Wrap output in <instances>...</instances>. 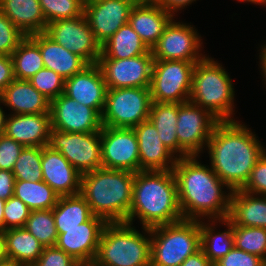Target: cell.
Segmentation results:
<instances>
[{
    "label": "cell",
    "instance_id": "cell-1",
    "mask_svg": "<svg viewBox=\"0 0 266 266\" xmlns=\"http://www.w3.org/2000/svg\"><path fill=\"white\" fill-rule=\"evenodd\" d=\"M199 156L177 158L172 169L182 217L198 221L206 217L208 221L227 219L233 191L211 167L197 160ZM224 188L229 190L226 191L228 194L223 191Z\"/></svg>",
    "mask_w": 266,
    "mask_h": 266
},
{
    "label": "cell",
    "instance_id": "cell-2",
    "mask_svg": "<svg viewBox=\"0 0 266 266\" xmlns=\"http://www.w3.org/2000/svg\"><path fill=\"white\" fill-rule=\"evenodd\" d=\"M206 149L210 167L232 191L242 189L257 161L266 152L247 125L239 121H219Z\"/></svg>",
    "mask_w": 266,
    "mask_h": 266
},
{
    "label": "cell",
    "instance_id": "cell-3",
    "mask_svg": "<svg viewBox=\"0 0 266 266\" xmlns=\"http://www.w3.org/2000/svg\"><path fill=\"white\" fill-rule=\"evenodd\" d=\"M136 216L141 228L149 229L183 220L172 170L135 173L132 204L126 223L133 225Z\"/></svg>",
    "mask_w": 266,
    "mask_h": 266
},
{
    "label": "cell",
    "instance_id": "cell-4",
    "mask_svg": "<svg viewBox=\"0 0 266 266\" xmlns=\"http://www.w3.org/2000/svg\"><path fill=\"white\" fill-rule=\"evenodd\" d=\"M135 173L99 168L81 174L80 194L94 216L107 223L126 222L133 196Z\"/></svg>",
    "mask_w": 266,
    "mask_h": 266
},
{
    "label": "cell",
    "instance_id": "cell-5",
    "mask_svg": "<svg viewBox=\"0 0 266 266\" xmlns=\"http://www.w3.org/2000/svg\"><path fill=\"white\" fill-rule=\"evenodd\" d=\"M142 229L144 233L126 222L107 223L91 266H150V229Z\"/></svg>",
    "mask_w": 266,
    "mask_h": 266
},
{
    "label": "cell",
    "instance_id": "cell-6",
    "mask_svg": "<svg viewBox=\"0 0 266 266\" xmlns=\"http://www.w3.org/2000/svg\"><path fill=\"white\" fill-rule=\"evenodd\" d=\"M233 86L221 63L206 55L194 66L189 101L208 110L219 121H235Z\"/></svg>",
    "mask_w": 266,
    "mask_h": 266
},
{
    "label": "cell",
    "instance_id": "cell-7",
    "mask_svg": "<svg viewBox=\"0 0 266 266\" xmlns=\"http://www.w3.org/2000/svg\"><path fill=\"white\" fill-rule=\"evenodd\" d=\"M150 266H180L201 249L200 221L183 219L150 228Z\"/></svg>",
    "mask_w": 266,
    "mask_h": 266
},
{
    "label": "cell",
    "instance_id": "cell-8",
    "mask_svg": "<svg viewBox=\"0 0 266 266\" xmlns=\"http://www.w3.org/2000/svg\"><path fill=\"white\" fill-rule=\"evenodd\" d=\"M151 104L149 87L108 89L101 114L102 125L134 128L149 120Z\"/></svg>",
    "mask_w": 266,
    "mask_h": 266
},
{
    "label": "cell",
    "instance_id": "cell-9",
    "mask_svg": "<svg viewBox=\"0 0 266 266\" xmlns=\"http://www.w3.org/2000/svg\"><path fill=\"white\" fill-rule=\"evenodd\" d=\"M195 64L183 60H154L149 87L152 102L180 104L189 101Z\"/></svg>",
    "mask_w": 266,
    "mask_h": 266
},
{
    "label": "cell",
    "instance_id": "cell-10",
    "mask_svg": "<svg viewBox=\"0 0 266 266\" xmlns=\"http://www.w3.org/2000/svg\"><path fill=\"white\" fill-rule=\"evenodd\" d=\"M48 146L59 151L81 174L102 168L101 135L50 130Z\"/></svg>",
    "mask_w": 266,
    "mask_h": 266
},
{
    "label": "cell",
    "instance_id": "cell-11",
    "mask_svg": "<svg viewBox=\"0 0 266 266\" xmlns=\"http://www.w3.org/2000/svg\"><path fill=\"white\" fill-rule=\"evenodd\" d=\"M166 26L158 42L152 47L154 60H183L197 63L206 56L202 50V37L193 25L175 22Z\"/></svg>",
    "mask_w": 266,
    "mask_h": 266
},
{
    "label": "cell",
    "instance_id": "cell-12",
    "mask_svg": "<svg viewBox=\"0 0 266 266\" xmlns=\"http://www.w3.org/2000/svg\"><path fill=\"white\" fill-rule=\"evenodd\" d=\"M45 33L57 44L82 57L88 64L98 63L101 45L96 41L85 15L47 24Z\"/></svg>",
    "mask_w": 266,
    "mask_h": 266
},
{
    "label": "cell",
    "instance_id": "cell-13",
    "mask_svg": "<svg viewBox=\"0 0 266 266\" xmlns=\"http://www.w3.org/2000/svg\"><path fill=\"white\" fill-rule=\"evenodd\" d=\"M177 117L178 144L190 156H198L207 146L212 131L219 120L208 110L190 101L178 104Z\"/></svg>",
    "mask_w": 266,
    "mask_h": 266
},
{
    "label": "cell",
    "instance_id": "cell-14",
    "mask_svg": "<svg viewBox=\"0 0 266 266\" xmlns=\"http://www.w3.org/2000/svg\"><path fill=\"white\" fill-rule=\"evenodd\" d=\"M100 135L102 168L139 171L138 139L133 128L103 126Z\"/></svg>",
    "mask_w": 266,
    "mask_h": 266
},
{
    "label": "cell",
    "instance_id": "cell-15",
    "mask_svg": "<svg viewBox=\"0 0 266 266\" xmlns=\"http://www.w3.org/2000/svg\"><path fill=\"white\" fill-rule=\"evenodd\" d=\"M154 58L151 49L133 58L99 59L108 89L150 87Z\"/></svg>",
    "mask_w": 266,
    "mask_h": 266
},
{
    "label": "cell",
    "instance_id": "cell-16",
    "mask_svg": "<svg viewBox=\"0 0 266 266\" xmlns=\"http://www.w3.org/2000/svg\"><path fill=\"white\" fill-rule=\"evenodd\" d=\"M134 0H85L84 12L96 41L104 44L128 23Z\"/></svg>",
    "mask_w": 266,
    "mask_h": 266
},
{
    "label": "cell",
    "instance_id": "cell-17",
    "mask_svg": "<svg viewBox=\"0 0 266 266\" xmlns=\"http://www.w3.org/2000/svg\"><path fill=\"white\" fill-rule=\"evenodd\" d=\"M51 129L69 133L100 132L101 115L64 93L50 102Z\"/></svg>",
    "mask_w": 266,
    "mask_h": 266
},
{
    "label": "cell",
    "instance_id": "cell-18",
    "mask_svg": "<svg viewBox=\"0 0 266 266\" xmlns=\"http://www.w3.org/2000/svg\"><path fill=\"white\" fill-rule=\"evenodd\" d=\"M106 224L103 218L93 215L78 227L62 229L58 233L55 246L72 256L82 266H91Z\"/></svg>",
    "mask_w": 266,
    "mask_h": 266
},
{
    "label": "cell",
    "instance_id": "cell-19",
    "mask_svg": "<svg viewBox=\"0 0 266 266\" xmlns=\"http://www.w3.org/2000/svg\"><path fill=\"white\" fill-rule=\"evenodd\" d=\"M107 85L99 65L89 64L81 72L65 80L64 94L96 110L103 112Z\"/></svg>",
    "mask_w": 266,
    "mask_h": 266
},
{
    "label": "cell",
    "instance_id": "cell-20",
    "mask_svg": "<svg viewBox=\"0 0 266 266\" xmlns=\"http://www.w3.org/2000/svg\"><path fill=\"white\" fill-rule=\"evenodd\" d=\"M41 168L43 181L59 196L80 193L81 173L59 151L42 147Z\"/></svg>",
    "mask_w": 266,
    "mask_h": 266
},
{
    "label": "cell",
    "instance_id": "cell-21",
    "mask_svg": "<svg viewBox=\"0 0 266 266\" xmlns=\"http://www.w3.org/2000/svg\"><path fill=\"white\" fill-rule=\"evenodd\" d=\"M138 139L139 171L172 170L177 157L163 144L150 120L133 128Z\"/></svg>",
    "mask_w": 266,
    "mask_h": 266
},
{
    "label": "cell",
    "instance_id": "cell-22",
    "mask_svg": "<svg viewBox=\"0 0 266 266\" xmlns=\"http://www.w3.org/2000/svg\"><path fill=\"white\" fill-rule=\"evenodd\" d=\"M51 114H8L5 135L25 147L48 146Z\"/></svg>",
    "mask_w": 266,
    "mask_h": 266
},
{
    "label": "cell",
    "instance_id": "cell-23",
    "mask_svg": "<svg viewBox=\"0 0 266 266\" xmlns=\"http://www.w3.org/2000/svg\"><path fill=\"white\" fill-rule=\"evenodd\" d=\"M173 15L155 2H139L132 7L128 23L149 49L158 42Z\"/></svg>",
    "mask_w": 266,
    "mask_h": 266
},
{
    "label": "cell",
    "instance_id": "cell-24",
    "mask_svg": "<svg viewBox=\"0 0 266 266\" xmlns=\"http://www.w3.org/2000/svg\"><path fill=\"white\" fill-rule=\"evenodd\" d=\"M29 37L39 46L45 68L53 70L65 80L89 65L79 55L57 44L45 32L35 33Z\"/></svg>",
    "mask_w": 266,
    "mask_h": 266
},
{
    "label": "cell",
    "instance_id": "cell-25",
    "mask_svg": "<svg viewBox=\"0 0 266 266\" xmlns=\"http://www.w3.org/2000/svg\"><path fill=\"white\" fill-rule=\"evenodd\" d=\"M1 103L13 114L50 113V101L29 80L14 79L0 94Z\"/></svg>",
    "mask_w": 266,
    "mask_h": 266
},
{
    "label": "cell",
    "instance_id": "cell-26",
    "mask_svg": "<svg viewBox=\"0 0 266 266\" xmlns=\"http://www.w3.org/2000/svg\"><path fill=\"white\" fill-rule=\"evenodd\" d=\"M227 219L233 225L266 229V196L234 190Z\"/></svg>",
    "mask_w": 266,
    "mask_h": 266
},
{
    "label": "cell",
    "instance_id": "cell-27",
    "mask_svg": "<svg viewBox=\"0 0 266 266\" xmlns=\"http://www.w3.org/2000/svg\"><path fill=\"white\" fill-rule=\"evenodd\" d=\"M0 10L26 36L46 30L39 0H0Z\"/></svg>",
    "mask_w": 266,
    "mask_h": 266
},
{
    "label": "cell",
    "instance_id": "cell-28",
    "mask_svg": "<svg viewBox=\"0 0 266 266\" xmlns=\"http://www.w3.org/2000/svg\"><path fill=\"white\" fill-rule=\"evenodd\" d=\"M177 116L178 104L152 102L149 120L156 127L160 140L177 158H183L190 155L178 144Z\"/></svg>",
    "mask_w": 266,
    "mask_h": 266
},
{
    "label": "cell",
    "instance_id": "cell-29",
    "mask_svg": "<svg viewBox=\"0 0 266 266\" xmlns=\"http://www.w3.org/2000/svg\"><path fill=\"white\" fill-rule=\"evenodd\" d=\"M150 49L129 23L120 27L101 45L99 59H125L146 54Z\"/></svg>",
    "mask_w": 266,
    "mask_h": 266
},
{
    "label": "cell",
    "instance_id": "cell-30",
    "mask_svg": "<svg viewBox=\"0 0 266 266\" xmlns=\"http://www.w3.org/2000/svg\"><path fill=\"white\" fill-rule=\"evenodd\" d=\"M8 260L32 266L42 254L44 246L25 228L5 230Z\"/></svg>",
    "mask_w": 266,
    "mask_h": 266
},
{
    "label": "cell",
    "instance_id": "cell-31",
    "mask_svg": "<svg viewBox=\"0 0 266 266\" xmlns=\"http://www.w3.org/2000/svg\"><path fill=\"white\" fill-rule=\"evenodd\" d=\"M215 222H219V225L224 224L223 226H227V230L216 233L215 226L218 224H214ZM218 222L217 220H209V223H205V221L200 220L201 249L213 264L235 246L232 223L228 219L218 220Z\"/></svg>",
    "mask_w": 266,
    "mask_h": 266
},
{
    "label": "cell",
    "instance_id": "cell-32",
    "mask_svg": "<svg viewBox=\"0 0 266 266\" xmlns=\"http://www.w3.org/2000/svg\"><path fill=\"white\" fill-rule=\"evenodd\" d=\"M52 211L57 233L62 229L78 227L93 216L89 204L80 193L60 196Z\"/></svg>",
    "mask_w": 266,
    "mask_h": 266
},
{
    "label": "cell",
    "instance_id": "cell-33",
    "mask_svg": "<svg viewBox=\"0 0 266 266\" xmlns=\"http://www.w3.org/2000/svg\"><path fill=\"white\" fill-rule=\"evenodd\" d=\"M14 196L33 210L53 209L60 196L43 180L37 182L15 180Z\"/></svg>",
    "mask_w": 266,
    "mask_h": 266
},
{
    "label": "cell",
    "instance_id": "cell-34",
    "mask_svg": "<svg viewBox=\"0 0 266 266\" xmlns=\"http://www.w3.org/2000/svg\"><path fill=\"white\" fill-rule=\"evenodd\" d=\"M14 77L19 80H29L45 66L39 46L26 36L11 55Z\"/></svg>",
    "mask_w": 266,
    "mask_h": 266
},
{
    "label": "cell",
    "instance_id": "cell-35",
    "mask_svg": "<svg viewBox=\"0 0 266 266\" xmlns=\"http://www.w3.org/2000/svg\"><path fill=\"white\" fill-rule=\"evenodd\" d=\"M44 247L55 246L58 238L52 209L30 211L23 227Z\"/></svg>",
    "mask_w": 266,
    "mask_h": 266
},
{
    "label": "cell",
    "instance_id": "cell-36",
    "mask_svg": "<svg viewBox=\"0 0 266 266\" xmlns=\"http://www.w3.org/2000/svg\"><path fill=\"white\" fill-rule=\"evenodd\" d=\"M234 245L237 249L266 258V229L232 224Z\"/></svg>",
    "mask_w": 266,
    "mask_h": 266
},
{
    "label": "cell",
    "instance_id": "cell-37",
    "mask_svg": "<svg viewBox=\"0 0 266 266\" xmlns=\"http://www.w3.org/2000/svg\"><path fill=\"white\" fill-rule=\"evenodd\" d=\"M41 158L42 147H24L12 170L15 180L42 181Z\"/></svg>",
    "mask_w": 266,
    "mask_h": 266
},
{
    "label": "cell",
    "instance_id": "cell-38",
    "mask_svg": "<svg viewBox=\"0 0 266 266\" xmlns=\"http://www.w3.org/2000/svg\"><path fill=\"white\" fill-rule=\"evenodd\" d=\"M85 0H39L46 23L83 15Z\"/></svg>",
    "mask_w": 266,
    "mask_h": 266
},
{
    "label": "cell",
    "instance_id": "cell-39",
    "mask_svg": "<svg viewBox=\"0 0 266 266\" xmlns=\"http://www.w3.org/2000/svg\"><path fill=\"white\" fill-rule=\"evenodd\" d=\"M29 81L50 102L64 92L65 79L45 67L33 75Z\"/></svg>",
    "mask_w": 266,
    "mask_h": 266
},
{
    "label": "cell",
    "instance_id": "cell-40",
    "mask_svg": "<svg viewBox=\"0 0 266 266\" xmlns=\"http://www.w3.org/2000/svg\"><path fill=\"white\" fill-rule=\"evenodd\" d=\"M25 37L0 10V55L11 56Z\"/></svg>",
    "mask_w": 266,
    "mask_h": 266
},
{
    "label": "cell",
    "instance_id": "cell-41",
    "mask_svg": "<svg viewBox=\"0 0 266 266\" xmlns=\"http://www.w3.org/2000/svg\"><path fill=\"white\" fill-rule=\"evenodd\" d=\"M30 211L19 198L10 197L4 206V230L23 228L29 218Z\"/></svg>",
    "mask_w": 266,
    "mask_h": 266
},
{
    "label": "cell",
    "instance_id": "cell-42",
    "mask_svg": "<svg viewBox=\"0 0 266 266\" xmlns=\"http://www.w3.org/2000/svg\"><path fill=\"white\" fill-rule=\"evenodd\" d=\"M24 147L5 134L0 135V169L12 171Z\"/></svg>",
    "mask_w": 266,
    "mask_h": 266
},
{
    "label": "cell",
    "instance_id": "cell-43",
    "mask_svg": "<svg viewBox=\"0 0 266 266\" xmlns=\"http://www.w3.org/2000/svg\"><path fill=\"white\" fill-rule=\"evenodd\" d=\"M32 266H82L72 256L56 246L44 247L42 254Z\"/></svg>",
    "mask_w": 266,
    "mask_h": 266
},
{
    "label": "cell",
    "instance_id": "cell-44",
    "mask_svg": "<svg viewBox=\"0 0 266 266\" xmlns=\"http://www.w3.org/2000/svg\"><path fill=\"white\" fill-rule=\"evenodd\" d=\"M241 190L254 195L266 196V152L255 164L249 180Z\"/></svg>",
    "mask_w": 266,
    "mask_h": 266
},
{
    "label": "cell",
    "instance_id": "cell-45",
    "mask_svg": "<svg viewBox=\"0 0 266 266\" xmlns=\"http://www.w3.org/2000/svg\"><path fill=\"white\" fill-rule=\"evenodd\" d=\"M262 264L263 259L260 256L237 249L234 246L214 266H262Z\"/></svg>",
    "mask_w": 266,
    "mask_h": 266
},
{
    "label": "cell",
    "instance_id": "cell-46",
    "mask_svg": "<svg viewBox=\"0 0 266 266\" xmlns=\"http://www.w3.org/2000/svg\"><path fill=\"white\" fill-rule=\"evenodd\" d=\"M14 79L11 56L0 55V94Z\"/></svg>",
    "mask_w": 266,
    "mask_h": 266
},
{
    "label": "cell",
    "instance_id": "cell-47",
    "mask_svg": "<svg viewBox=\"0 0 266 266\" xmlns=\"http://www.w3.org/2000/svg\"><path fill=\"white\" fill-rule=\"evenodd\" d=\"M14 183L13 172L0 169V199L8 200L14 196Z\"/></svg>",
    "mask_w": 266,
    "mask_h": 266
},
{
    "label": "cell",
    "instance_id": "cell-48",
    "mask_svg": "<svg viewBox=\"0 0 266 266\" xmlns=\"http://www.w3.org/2000/svg\"><path fill=\"white\" fill-rule=\"evenodd\" d=\"M194 1L196 0H155V3L165 11L175 16L174 12L177 13L179 10L186 8L185 6H189Z\"/></svg>",
    "mask_w": 266,
    "mask_h": 266
},
{
    "label": "cell",
    "instance_id": "cell-49",
    "mask_svg": "<svg viewBox=\"0 0 266 266\" xmlns=\"http://www.w3.org/2000/svg\"><path fill=\"white\" fill-rule=\"evenodd\" d=\"M180 266H214L209 258L200 249L196 253L188 256Z\"/></svg>",
    "mask_w": 266,
    "mask_h": 266
},
{
    "label": "cell",
    "instance_id": "cell-50",
    "mask_svg": "<svg viewBox=\"0 0 266 266\" xmlns=\"http://www.w3.org/2000/svg\"><path fill=\"white\" fill-rule=\"evenodd\" d=\"M8 260L6 253V237L5 230L0 229V263H3Z\"/></svg>",
    "mask_w": 266,
    "mask_h": 266
},
{
    "label": "cell",
    "instance_id": "cell-51",
    "mask_svg": "<svg viewBox=\"0 0 266 266\" xmlns=\"http://www.w3.org/2000/svg\"><path fill=\"white\" fill-rule=\"evenodd\" d=\"M261 50V52H260V55H259V59H260V63H259V65H260V68H261V74H262V76L264 77V81H265V84H266V52L262 49V48H260Z\"/></svg>",
    "mask_w": 266,
    "mask_h": 266
},
{
    "label": "cell",
    "instance_id": "cell-52",
    "mask_svg": "<svg viewBox=\"0 0 266 266\" xmlns=\"http://www.w3.org/2000/svg\"><path fill=\"white\" fill-rule=\"evenodd\" d=\"M0 104H1V98H0ZM7 117L8 115H5V112L0 106V135H3L5 133Z\"/></svg>",
    "mask_w": 266,
    "mask_h": 266
},
{
    "label": "cell",
    "instance_id": "cell-53",
    "mask_svg": "<svg viewBox=\"0 0 266 266\" xmlns=\"http://www.w3.org/2000/svg\"><path fill=\"white\" fill-rule=\"evenodd\" d=\"M6 200L0 199V229L4 230V206Z\"/></svg>",
    "mask_w": 266,
    "mask_h": 266
},
{
    "label": "cell",
    "instance_id": "cell-54",
    "mask_svg": "<svg viewBox=\"0 0 266 266\" xmlns=\"http://www.w3.org/2000/svg\"><path fill=\"white\" fill-rule=\"evenodd\" d=\"M0 266H24V265H21L13 260H7L3 263H0Z\"/></svg>",
    "mask_w": 266,
    "mask_h": 266
},
{
    "label": "cell",
    "instance_id": "cell-55",
    "mask_svg": "<svg viewBox=\"0 0 266 266\" xmlns=\"http://www.w3.org/2000/svg\"><path fill=\"white\" fill-rule=\"evenodd\" d=\"M239 2L241 1H243V2H250V3H253V4H260V5H264V6H266V0H238Z\"/></svg>",
    "mask_w": 266,
    "mask_h": 266
},
{
    "label": "cell",
    "instance_id": "cell-56",
    "mask_svg": "<svg viewBox=\"0 0 266 266\" xmlns=\"http://www.w3.org/2000/svg\"><path fill=\"white\" fill-rule=\"evenodd\" d=\"M136 3L139 2H155V0H134Z\"/></svg>",
    "mask_w": 266,
    "mask_h": 266
},
{
    "label": "cell",
    "instance_id": "cell-57",
    "mask_svg": "<svg viewBox=\"0 0 266 266\" xmlns=\"http://www.w3.org/2000/svg\"><path fill=\"white\" fill-rule=\"evenodd\" d=\"M261 48L266 52V44L261 45Z\"/></svg>",
    "mask_w": 266,
    "mask_h": 266
},
{
    "label": "cell",
    "instance_id": "cell-58",
    "mask_svg": "<svg viewBox=\"0 0 266 266\" xmlns=\"http://www.w3.org/2000/svg\"><path fill=\"white\" fill-rule=\"evenodd\" d=\"M262 266H266V258L263 259V264H262Z\"/></svg>",
    "mask_w": 266,
    "mask_h": 266
}]
</instances>
